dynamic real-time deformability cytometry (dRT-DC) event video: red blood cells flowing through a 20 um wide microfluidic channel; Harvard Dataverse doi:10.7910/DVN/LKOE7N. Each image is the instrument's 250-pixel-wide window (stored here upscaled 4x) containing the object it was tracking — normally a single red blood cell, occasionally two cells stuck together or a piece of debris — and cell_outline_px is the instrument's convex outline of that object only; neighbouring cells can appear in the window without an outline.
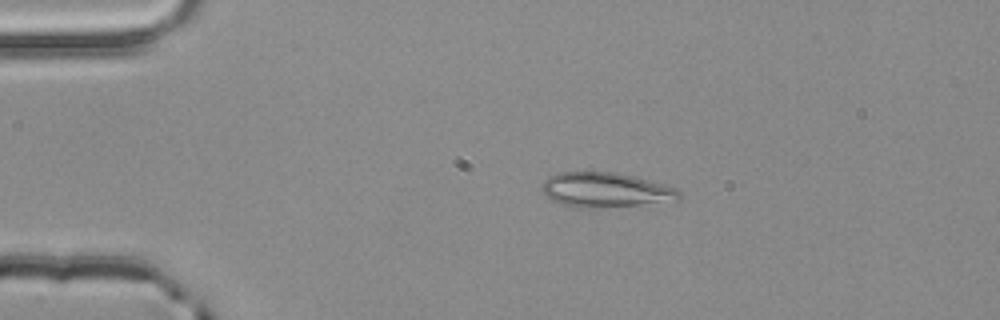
{"species": "common noctule bat (a hibernating species)", "species_latin": "Nyctalus noctula", "temperature_condition": "room temperature", "stored_images_in_passage": 3, "camera_frame_rate_fps": 3000, "um_per_image_px": 0.085, "animal": {"sex": "male", "body_mass_g": 20.4}, "frame": {"image": 1, "passage_image": 2, "time_ms": 0.333, "image_size_px": [1000, 320], "cell_outline_px": [[680, 200], [640, 204], [596, 208], [580, 208], [560, 204], [552, 200], [540, 188], [540, 184], [548, 176], [560, 172], [616, 172], [632, 176], [676, 188], [680, 192]], "centroid_in_image_um": [51.41, 16.14], "position_along_channel_um": 33.6, "area_um2": 27.63}}